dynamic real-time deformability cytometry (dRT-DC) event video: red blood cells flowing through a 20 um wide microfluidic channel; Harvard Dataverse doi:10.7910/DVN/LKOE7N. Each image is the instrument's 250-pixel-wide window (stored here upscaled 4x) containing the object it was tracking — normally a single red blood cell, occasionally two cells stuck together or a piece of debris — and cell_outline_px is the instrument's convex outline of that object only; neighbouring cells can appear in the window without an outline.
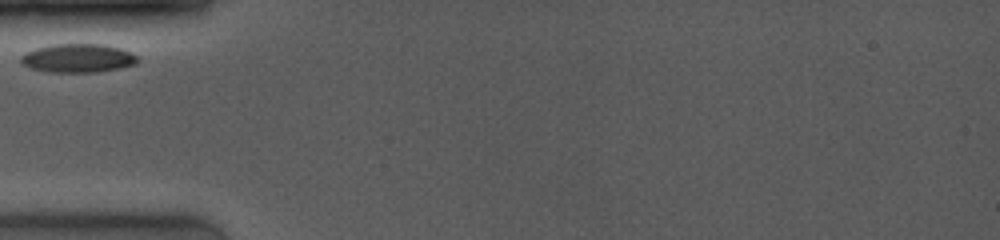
{"species": "common noctule bat (a hibernating species)", "species_latin": "Nyctalus noctula", "temperature_condition": "room temperature", "stored_images_in_passage": 6, "camera_frame_rate_fps": 4000, "um_per_image_px": 0.085, "animal": {"sex": "female", "body_mass_g": 19.0, "forearm_length_mm": 53.3}, "frame": {"image": 1, "passage_image": 1, "time_ms": 0.0, "image_size_px": [1000, 240], "cell_outline_px": [[140, 60], [136, 64], [120, 68], [96, 72], [48, 72], [28, 68], [20, 64], [20, 56], [24, 52], [36, 48], [52, 44], [104, 44], [120, 48], [136, 56]], "centroid_in_image_um": [6.57, 4.95], "position_along_channel_um": 78.4, "area_um2": 19.71}}
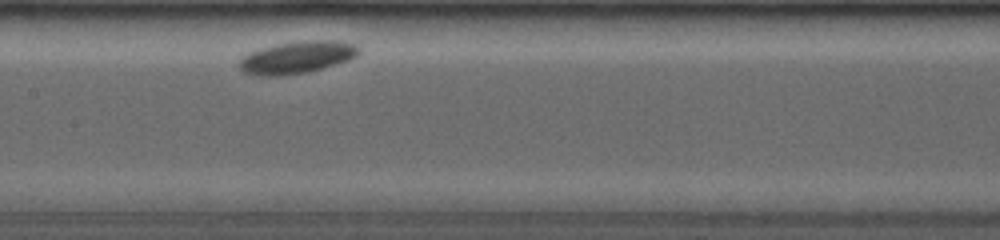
{"frame": {"image": 2, "passage_image": 4, "time_ms": 3.0, "image_size_px": [1000, 240], "cell_outline_px": [[360, 52], [356, 56], [348, 60], [320, 68], [304, 72], [284, 76], [256, 76], [244, 72], [236, 64], [248, 52], [260, 48], [276, 44], [300, 40], [336, 40], [356, 44], [360, 48]], "centroid_in_image_um": [25.21, 4.86], "position_along_channel_um": 182.2, "area_um2": 22.6}}
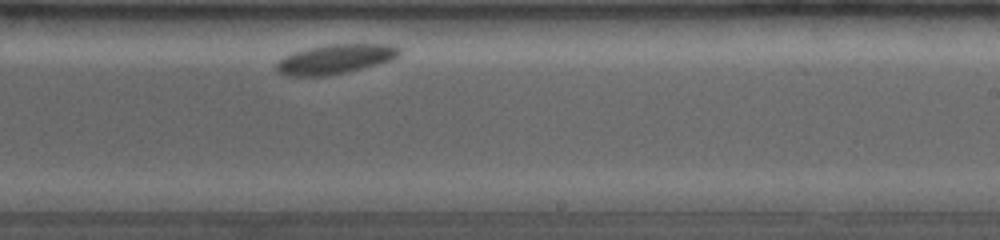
{"frame": {"image": 3, "passage_image": 6, "time_ms": 5.25, "image_size_px": [1000, 240], "cell_outline_px": [[400, 56], [392, 60], [344, 72], [324, 76], [284, 76], [276, 72], [276, 64], [284, 56], [308, 48], [328, 44], [392, 44], [400, 48]], "centroid_in_image_um": [28.49, 5.02], "position_along_channel_um": 260.5, "area_um2": 21.04}}